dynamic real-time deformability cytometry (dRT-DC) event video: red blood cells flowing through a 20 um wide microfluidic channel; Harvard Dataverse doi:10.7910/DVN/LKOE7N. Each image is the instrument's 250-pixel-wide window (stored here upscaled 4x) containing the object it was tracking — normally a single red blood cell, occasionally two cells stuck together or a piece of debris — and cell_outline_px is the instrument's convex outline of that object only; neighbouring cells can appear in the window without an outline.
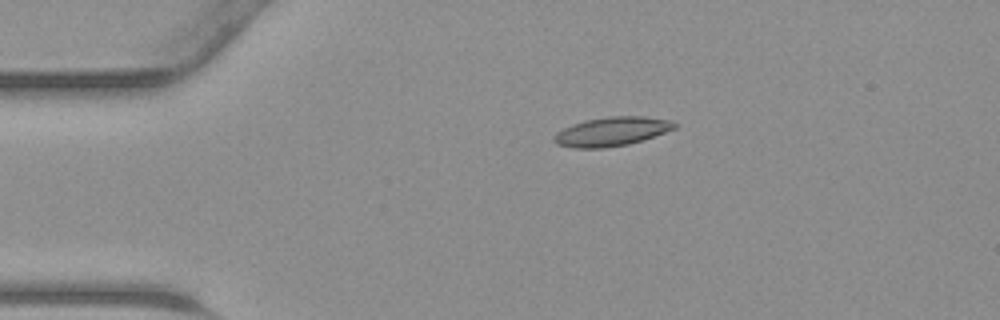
{"species": "common noctule bat (a hibernating species)", "species_latin": "Nyctalus noctula", "temperature_condition": "warm", "stored_images_in_passage": 37, "camera_frame_rate_fps": 3000, "um_per_image_px": 0.085, "animal": {"sex": "male", "body_mass_g": 23.1, "forearm_length_mm": 52.7}, "frame": {"image": 1, "passage_image": 1, "time_ms": 0.0, "image_size_px": [1000, 320], "cell_outline_px": [[676, 128], [644, 140], [628, 144], [604, 148], [572, 148], [556, 144], [552, 140], [552, 136], [556, 132], [572, 124], [584, 120], [608, 116], [644, 116], [672, 120], [676, 124]], "centroid_in_image_um": [51.97, 11.18], "position_along_channel_um": 33.0, "area_um2": 20.63}}
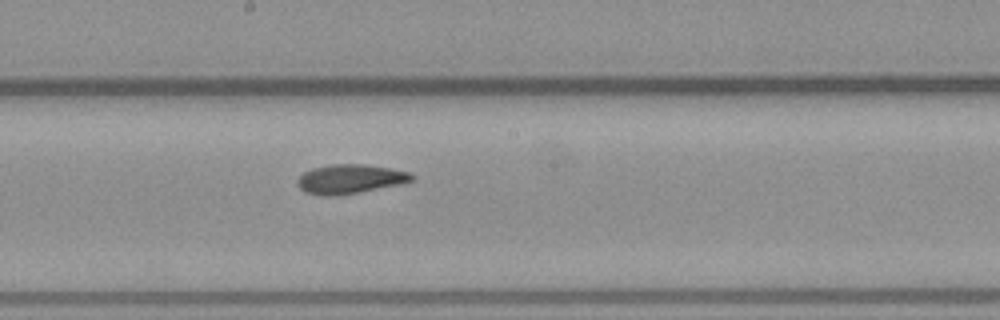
{"frame": {"image": 2, "passage_image": 16, "time_ms": 5.0, "image_size_px": [1000, 320], "cell_outline_px": [[416, 176], [412, 180], [400, 184], [360, 192], [332, 196], [304, 192], [296, 184], [296, 180], [304, 172], [312, 168], [332, 164], [364, 164], [392, 168], [408, 172]], "centroid_in_image_um": [29.75, 15.2], "position_along_channel_um": 218.4, "area_um2": 19.42}}
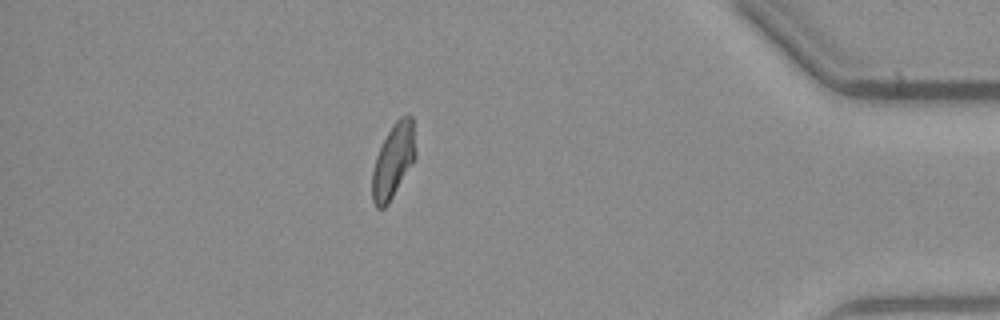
{"frame": {"image": 3, "passage_image": 31, "time_ms": 10.0, "image_size_px": [1000, 320], "cell_outline_px": [[416, 156], [388, 204], [384, 208], [376, 208], [372, 200], [372, 172], [376, 156], [392, 124], [400, 116], [408, 112], [412, 116], [416, 152]], "centroid_in_image_um": [33.43, 13.63], "position_along_channel_um": 401.8, "area_um2": 18.67}}